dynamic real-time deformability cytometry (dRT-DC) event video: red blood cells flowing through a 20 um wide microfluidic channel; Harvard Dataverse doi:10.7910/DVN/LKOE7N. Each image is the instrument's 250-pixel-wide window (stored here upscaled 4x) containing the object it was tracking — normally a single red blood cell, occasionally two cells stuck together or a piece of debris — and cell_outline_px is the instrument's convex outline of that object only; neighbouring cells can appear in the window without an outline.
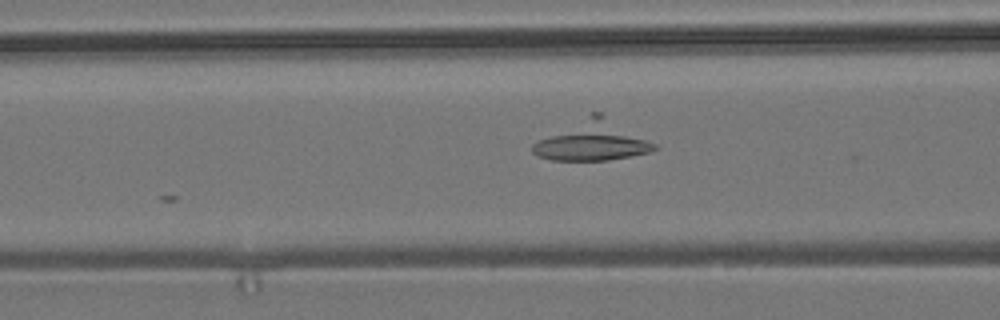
{"species": "common noctule bat (a hibernating species)", "species_latin": "Nyctalus noctula", "temperature_condition": "room temperature", "stored_images_in_passage": 55, "camera_frame_rate_fps": 3000, "um_per_image_px": 0.085, "animal": {"sex": "male", "body_mass_g": 19.2, "forearm_length_mm": 51.8}, "frame": {"image": 1, "passage_image": 22, "time_ms": 7.0, "image_size_px": [1000, 320], "cell_outline_px": [[656, 148], [644, 152], [628, 156], [604, 160], [552, 160], [540, 156], [532, 152], [532, 148], [540, 140], [556, 136], [592, 132], [600, 132], [640, 140], [652, 144]], "centroid_in_image_um": [50.12, 12.49], "position_along_channel_um": 116.5, "area_um2": 18.32}}
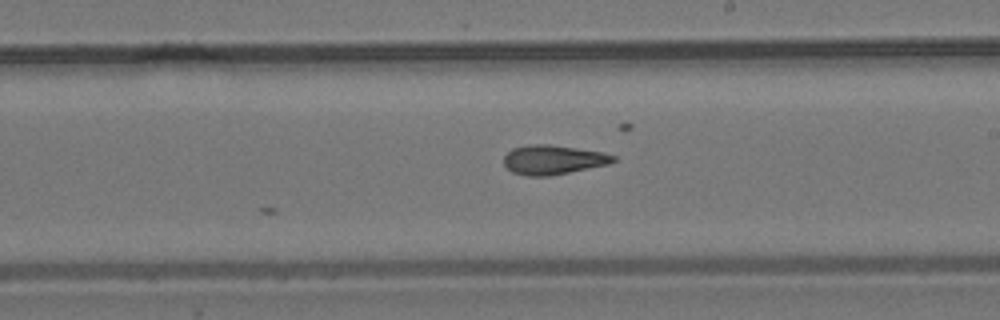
{"frame": {"image": 2, "passage_image": 32, "time_ms": 10.333, "image_size_px": [1000, 320], "cell_outline_px": [[616, 160], [604, 164], [568, 172], [548, 176], [532, 176], [512, 172], [504, 164], [504, 156], [512, 148], [544, 144], [600, 152], [616, 156]], "centroid_in_image_um": [46.96, 13.59], "position_along_channel_um": 242.0, "area_um2": 17.86}}
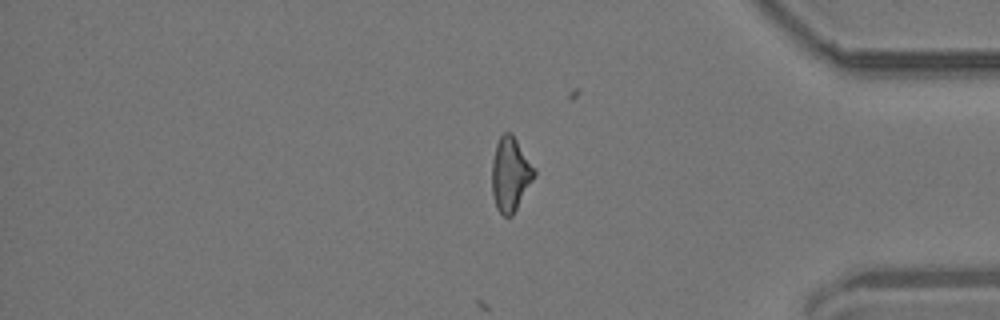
{"frame": {"image": 3, "passage_image": 46, "time_ms": 15.0, "image_size_px": [1000, 320], "cell_outline_px": [[536, 172], [532, 180], [512, 216], [504, 216], [496, 208], [492, 192], [492, 164], [496, 144], [500, 136], [504, 132], [508, 132], [516, 140]], "centroid_in_image_um": [43.35, 14.84], "position_along_channel_um": 391.9, "area_um2": 17.63}, "authors_computed_cell_mechanics": {"area_um2": 17.8602, "velocity_mm_per_s": 3.7668, "shape_relaxation_time_tau1_ms": null, "shape_relaxation_time_tau2_ms": 9.0939, "deformation_change_tau1": null, "deformation_change_tau2": 0.2033}}